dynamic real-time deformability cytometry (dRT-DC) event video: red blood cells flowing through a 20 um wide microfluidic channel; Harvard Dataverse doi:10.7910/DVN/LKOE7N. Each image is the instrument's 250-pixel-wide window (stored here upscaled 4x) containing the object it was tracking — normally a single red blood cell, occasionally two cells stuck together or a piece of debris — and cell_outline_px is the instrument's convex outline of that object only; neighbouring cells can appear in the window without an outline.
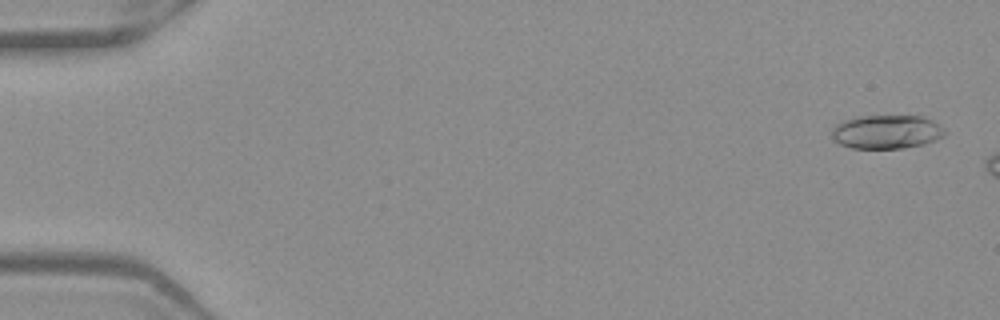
{"species": "Egyptian fruit bat (a non-hibernating species)", "species_latin": "Rousettus aegyptiacus", "temperature_condition": "warm", "stored_images_in_passage": 7, "camera_frame_rate_fps": 3000, "um_per_image_px": 0.085, "frame": {"image": 1, "passage_image": 2, "time_ms": 0.333, "image_size_px": [1000, 320], "cell_outline_px": [[948, 132], [944, 136], [936, 140], [924, 144], [904, 148], [852, 148], [840, 144], [832, 140], [832, 128], [836, 124], [844, 120], [856, 116], [924, 116], [940, 124]], "centroid_in_image_um": [75.38, 11.2], "position_along_channel_um": 9.6, "area_um2": 22.54}}